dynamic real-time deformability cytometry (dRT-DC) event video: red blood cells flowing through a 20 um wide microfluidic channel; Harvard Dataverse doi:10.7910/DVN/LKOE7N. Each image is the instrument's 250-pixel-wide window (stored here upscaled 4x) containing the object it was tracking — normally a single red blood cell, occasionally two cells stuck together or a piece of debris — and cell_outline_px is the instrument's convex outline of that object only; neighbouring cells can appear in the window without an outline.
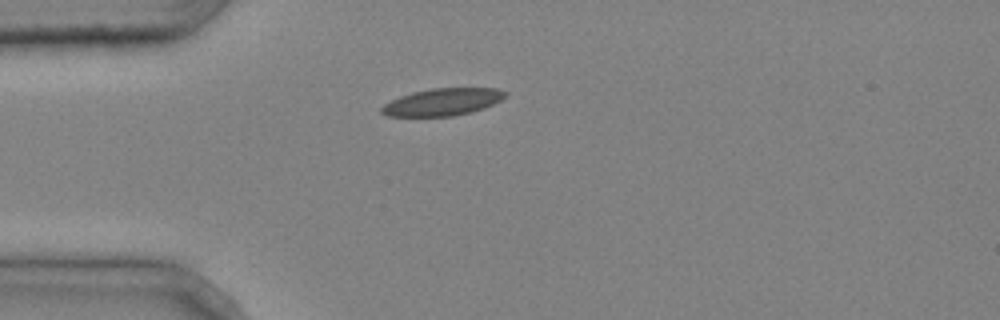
{"species": "common noctule bat (a hibernating species)", "species_latin": "Nyctalus noctula", "temperature_condition": "cold", "stored_images_in_passage": 1, "camera_frame_rate_fps": 3000, "um_per_image_px": 0.085, "animal": {"sex": "male", "body_mass_g": 20.4}, "frame": {"image": 1, "passage_image": 1, "time_ms": 0.0, "image_size_px": [1000, 320], "cell_outline_px": [[508, 96], [484, 108], [472, 112], [452, 116], [388, 116], [380, 112], [380, 108], [384, 104], [400, 96], [412, 92], [432, 88], [496, 88], [508, 92]], "centroid_in_image_um": [37.63, 8.66], "position_along_channel_um": 47.4, "area_um2": 19.65}}